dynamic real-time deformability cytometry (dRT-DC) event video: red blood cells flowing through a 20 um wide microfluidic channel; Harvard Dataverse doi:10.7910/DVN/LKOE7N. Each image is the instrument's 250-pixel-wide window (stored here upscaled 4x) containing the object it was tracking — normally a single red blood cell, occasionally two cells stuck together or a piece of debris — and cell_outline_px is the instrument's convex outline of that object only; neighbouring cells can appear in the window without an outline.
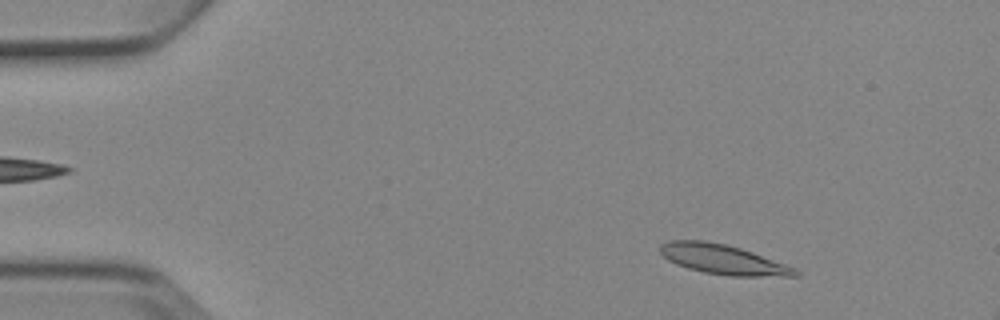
{"species": "Egyptian fruit bat (a non-hibernating species)", "species_latin": "Rousettus aegyptiacus", "temperature_condition": "cold", "stored_images_in_passage": 4, "camera_frame_rate_fps": 3000, "um_per_image_px": 0.085, "animal": {"sex": "female"}, "frame": {"image": 1, "passage_image": 1, "time_ms": 0.0, "image_size_px": [1000, 320], "cell_outline_px": [[800, 276], [732, 276], [704, 272], [688, 268], [676, 264], [668, 260], [660, 252], [660, 244], [668, 240], [704, 240], [724, 244], [740, 248], [752, 252], [796, 268], [800, 272]], "centroid_in_image_um": [61.45, 22.05], "position_along_channel_um": 23.6, "area_um2": 23.29}}